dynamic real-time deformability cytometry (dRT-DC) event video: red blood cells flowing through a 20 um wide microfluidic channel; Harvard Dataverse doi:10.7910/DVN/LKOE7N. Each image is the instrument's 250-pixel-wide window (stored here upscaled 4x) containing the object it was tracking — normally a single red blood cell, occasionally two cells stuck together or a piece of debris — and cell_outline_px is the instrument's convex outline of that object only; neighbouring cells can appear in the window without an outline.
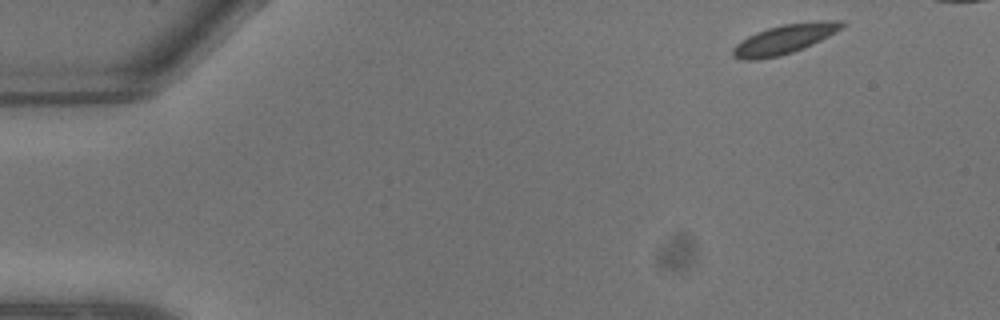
{"species": "common noctule bat (a hibernating species)", "species_latin": "Nyctalus noctula", "temperature_condition": "warm", "stored_images_in_passage": 10, "camera_frame_rate_fps": 3000, "um_per_image_px": 0.085, "animal": {"sex": "male", "body_mass_g": 13.3}, "frame": {"image": 1, "passage_image": 1, "time_ms": 0.0, "image_size_px": [1000, 320], "cell_outline_px": [[844, 24], [836, 32], [804, 48], [780, 56], [756, 60], [744, 60], [732, 56], [732, 48], [736, 44], [748, 36], [756, 32], [768, 28], [784, 24], [820, 20], [844, 20]], "centroid_in_image_um": [66.66, 3.33], "position_along_channel_um": 18.3, "area_um2": 18.61}}
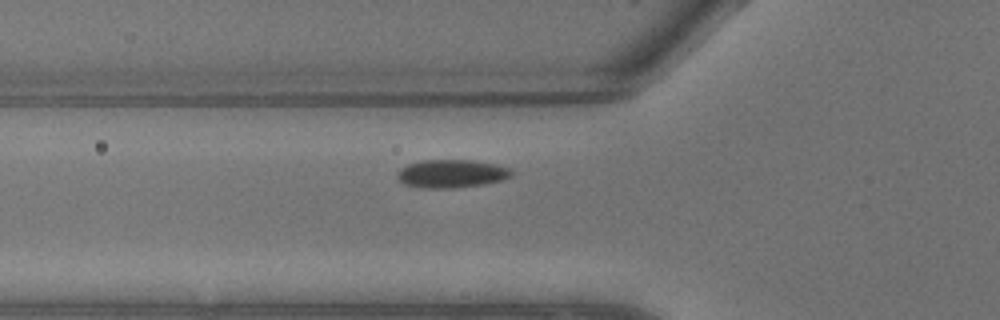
{"frame": {"image": 2, "passage_image": 7, "time_ms": 2.0, "image_size_px": [1000, 320], "cell_outline_px": [[512, 176], [504, 180], [484, 184], [452, 188], [420, 188], [404, 184], [396, 176], [396, 172], [400, 168], [408, 164], [420, 160], [472, 160], [492, 164], [508, 168], [512, 172]], "centroid_in_image_um": [38.33, 14.77], "position_along_channel_um": 87.5, "area_um2": 18.79}}